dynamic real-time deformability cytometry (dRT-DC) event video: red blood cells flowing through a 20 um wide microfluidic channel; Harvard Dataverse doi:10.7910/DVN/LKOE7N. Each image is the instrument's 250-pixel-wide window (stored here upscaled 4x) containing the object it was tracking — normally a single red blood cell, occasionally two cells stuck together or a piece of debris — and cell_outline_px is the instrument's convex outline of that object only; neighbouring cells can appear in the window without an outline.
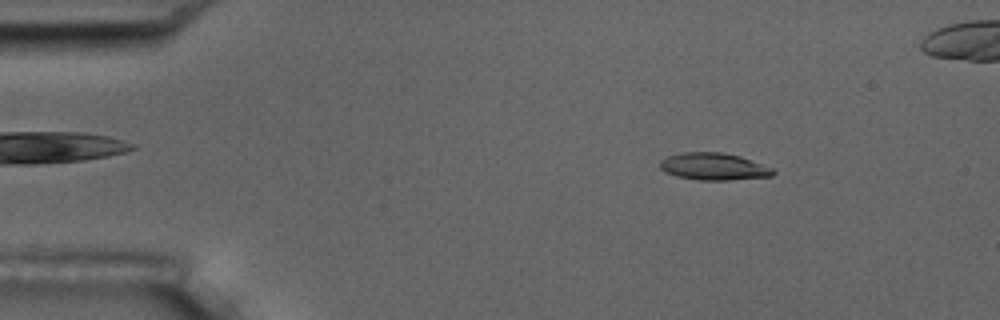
{"species": "common noctule bat (a hibernating species)", "species_latin": "Nyctalus noctula", "temperature_condition": "room temperature", "stored_images_in_passage": 5, "camera_frame_rate_fps": 3000, "um_per_image_px": 0.085, "animal": {"sex": "male", "body_mass_g": 17.5, "forearm_length_mm": 52.3}, "frame": {"image": 1, "passage_image": 2, "time_ms": 1.0, "image_size_px": [1000, 320], "cell_outline_px": [[776, 172], [772, 176], [728, 180], [700, 180], [676, 176], [664, 172], [660, 168], [660, 160], [668, 156], [680, 152], [724, 152], [740, 156], [772, 168]], "centroid_in_image_um": [60.64, 14.15], "position_along_channel_um": 24.4, "area_um2": 17.92}}